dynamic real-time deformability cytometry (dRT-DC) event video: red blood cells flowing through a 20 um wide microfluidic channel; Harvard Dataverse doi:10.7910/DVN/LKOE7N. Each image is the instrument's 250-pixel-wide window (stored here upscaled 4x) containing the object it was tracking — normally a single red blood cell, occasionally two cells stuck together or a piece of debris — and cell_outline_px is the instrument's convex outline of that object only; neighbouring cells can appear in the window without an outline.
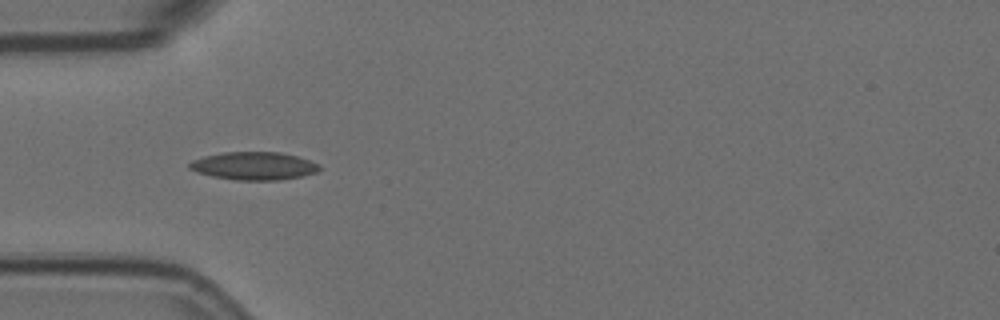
{"species": "Egyptian fruit bat (a non-hibernating species)", "species_latin": "Rousettus aegyptiacus", "temperature_condition": "room temperature", "stored_images_in_passage": 8, "camera_frame_rate_fps": 3000, "um_per_image_px": 0.085, "animal": {"sex": "female"}, "frame": {"image": 1, "passage_image": 1, "time_ms": 0.0, "image_size_px": [1000, 320], "cell_outline_px": [[320, 168], [316, 172], [300, 176], [280, 180], [236, 180], [212, 176], [196, 172], [188, 168], [188, 164], [192, 160], [204, 156], [224, 152], [280, 152], [296, 156], [320, 164]], "centroid_in_image_um": [21.55, 14.1], "position_along_channel_um": 63.5, "area_um2": 21.1}}
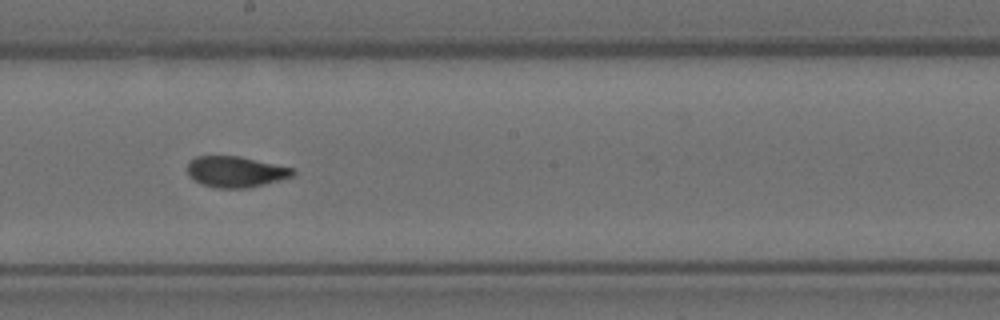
{"frame": {"image": 2, "passage_image": 5, "time_ms": 1.333, "image_size_px": [1000, 320], "cell_outline_px": [[296, 172], [292, 176], [280, 180], [248, 188], [216, 188], [204, 184], [188, 176], [188, 160], [196, 156], [240, 156], [296, 168]], "centroid_in_image_um": [20.06, 14.58], "position_along_channel_um": 228.1, "area_um2": 19.13}}
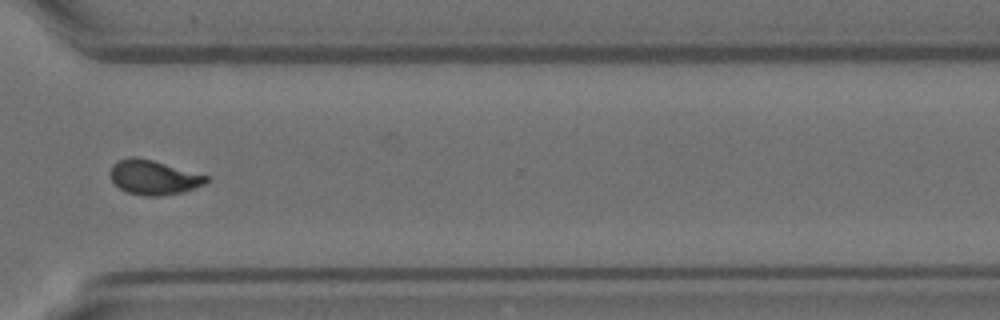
{"frame": {"image": 3, "passage_image": 8, "time_ms": 2.333, "image_size_px": [1000, 320], "cell_outline_px": [[212, 180], [204, 184], [184, 192], [160, 196], [144, 196], [124, 192], [112, 180], [108, 172], [112, 164], [116, 160], [128, 156], [136, 156], [152, 160], [212, 176]], "centroid_in_image_um": [13.07, 15.07], "position_along_channel_um": 357.5, "area_um2": 19.88}}